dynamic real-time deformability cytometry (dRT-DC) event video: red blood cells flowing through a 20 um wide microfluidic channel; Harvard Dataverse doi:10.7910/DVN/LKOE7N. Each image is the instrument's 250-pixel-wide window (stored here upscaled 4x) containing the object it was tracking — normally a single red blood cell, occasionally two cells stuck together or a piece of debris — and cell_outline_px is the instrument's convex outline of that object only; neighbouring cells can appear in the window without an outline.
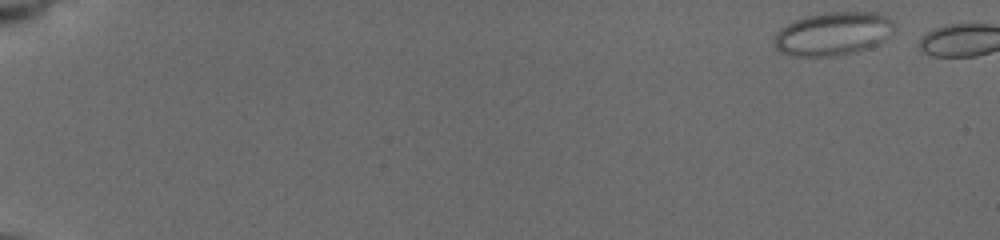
{"species": "common noctule bat (a hibernating species)", "species_latin": "Nyctalus noctula", "temperature_condition": "cold", "stored_images_in_passage": 2, "camera_frame_rate_fps": 3000, "um_per_image_px": 0.085, "animal": {"sex": "female", "body_mass_g": 19.5, "forearm_length_mm": 54.1}, "frame": {"image": 1, "passage_image": 1, "time_ms": 0.0, "image_size_px": [1000, 240], "cell_outline_px": [[896, 28], [884, 40], [868, 48], [856, 52], [832, 56], [792, 56], [776, 48], [772, 44], [776, 32], [780, 28], [796, 20], [808, 16], [832, 12], [876, 12], [892, 20]], "centroid_in_image_um": [70.81, 2.87], "position_along_channel_um": 14.2, "area_um2": 30.17}}